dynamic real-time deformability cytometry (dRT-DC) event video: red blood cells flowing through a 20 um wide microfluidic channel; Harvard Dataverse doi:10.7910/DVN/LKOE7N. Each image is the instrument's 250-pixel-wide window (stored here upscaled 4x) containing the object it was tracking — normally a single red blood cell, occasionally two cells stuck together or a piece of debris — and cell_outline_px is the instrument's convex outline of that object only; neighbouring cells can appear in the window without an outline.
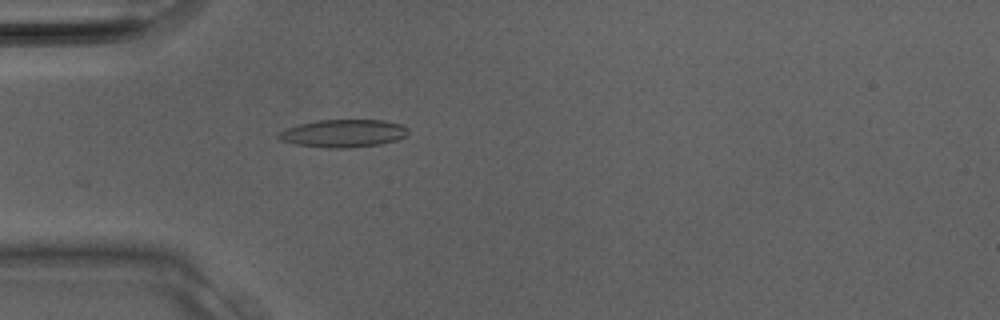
{"species": "Egyptian fruit bat (a non-hibernating species)", "species_latin": "Rousettus aegyptiacus", "temperature_condition": "room temperature", "stored_images_in_passage": 7, "camera_frame_rate_fps": 3000, "um_per_image_px": 0.085, "animal": {"sex": "male"}, "frame": {"image": 1, "passage_image": 2, "time_ms": 0.333, "image_size_px": [1000, 320], "cell_outline_px": [[408, 132], [404, 136], [396, 140], [380, 144], [352, 148], [328, 148], [296, 144], [280, 140], [276, 136], [276, 132], [300, 124], [316, 120], [384, 120], [400, 124], [408, 128]], "centroid_in_image_um": [29.16, 11.33], "position_along_channel_um": 55.8, "area_um2": 20.98}}
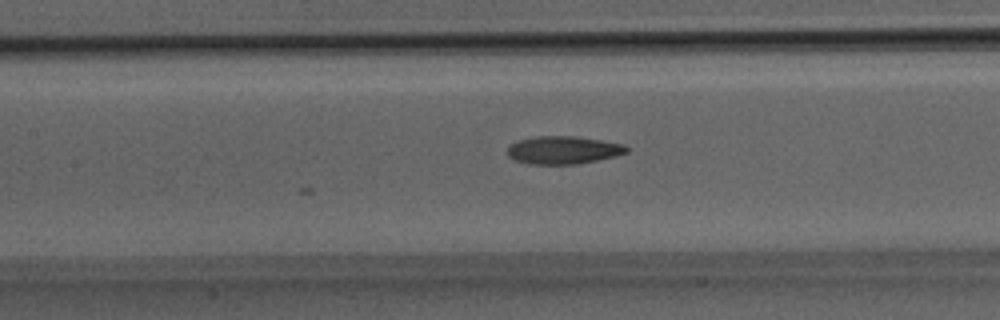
{"frame": {"image": 2, "passage_image": 7, "time_ms": 2.0, "image_size_px": [1000, 320], "cell_outline_px": [[628, 152], [616, 156], [576, 164], [528, 164], [516, 160], [508, 156], [508, 148], [516, 140], [536, 136], [576, 136], [624, 144], [628, 148]], "centroid_in_image_um": [47.87, 12.75], "position_along_channel_um": 159.5, "area_um2": 19.31}}